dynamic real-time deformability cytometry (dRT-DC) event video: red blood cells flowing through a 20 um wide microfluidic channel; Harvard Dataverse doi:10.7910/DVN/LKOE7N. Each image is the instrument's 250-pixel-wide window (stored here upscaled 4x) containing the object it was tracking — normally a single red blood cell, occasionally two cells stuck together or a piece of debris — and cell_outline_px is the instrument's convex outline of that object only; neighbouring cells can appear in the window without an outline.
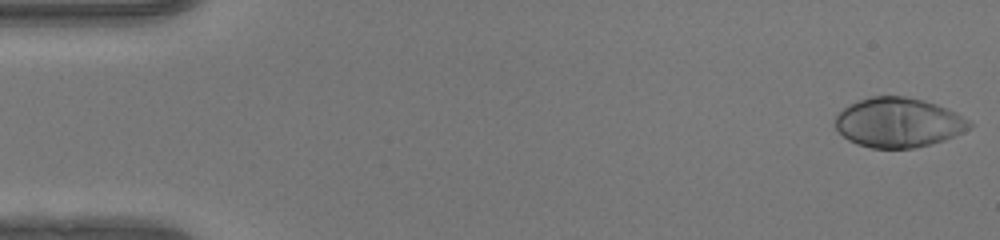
{"species": "human", "species_latin": "Homo sapiens", "temperature_condition": "warm", "stored_images_in_passage": 49, "camera_frame_rate_fps": 3000, "um_per_image_px": 0.085, "donor": {"sex": "female"}, "frame": {"image": 1, "passage_image": 1, "time_ms": 0.0, "image_size_px": [1000, 240], "cell_outline_px": [[972, 128], [944, 140], [912, 148], [872, 148], [856, 144], [848, 140], [836, 128], [836, 116], [848, 104], [872, 96], [904, 96], [924, 100], [936, 104], [956, 112], [968, 120], [972, 124]], "centroid_in_image_um": [76.37, 10.41], "position_along_channel_um": 8.6, "area_um2": 38.61}}
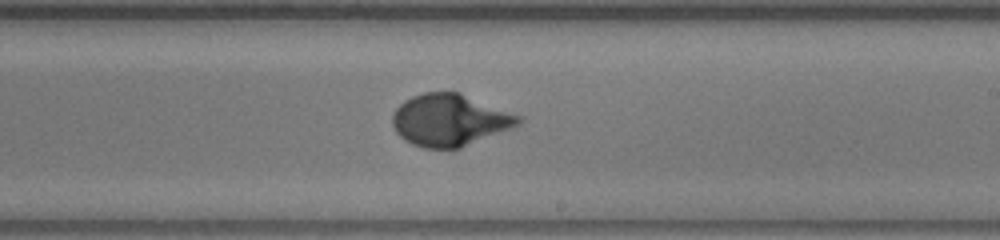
{"frame": {"image": 2, "passage_image": 29, "time_ms": 9.333, "image_size_px": [1000, 240], "cell_outline_px": [[524, 116], [520, 124], [460, 148], [424, 148], [412, 144], [404, 140], [396, 132], [392, 124], [392, 112], [404, 100], [412, 96], [424, 92], [460, 92]], "centroid_in_image_um": [38.23, 10.19], "position_along_channel_um": 250.8, "area_um2": 38.32}}
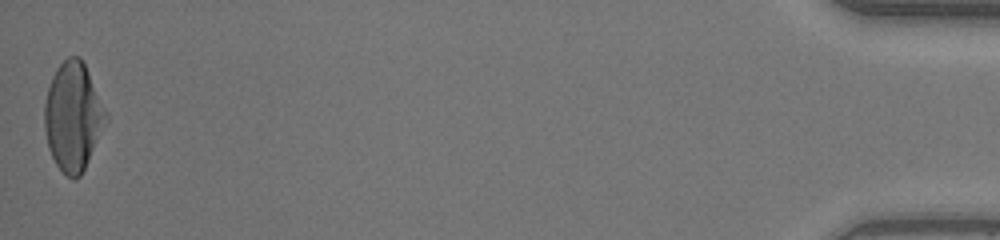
{"frame": {"image": 3, "passage_image": 49, "time_ms": 16.0, "image_size_px": [1000, 240], "cell_outline_px": [[108, 120], [80, 176], [72, 180], [56, 164], [48, 148], [44, 128], [44, 104], [48, 88], [52, 76], [56, 68], [68, 56], [80, 56], [108, 112]], "centroid_in_image_um": [6.21, 9.89], "position_along_channel_um": 429.0, "area_um2": 38.67}, "authors_computed_cell_mechanics": {"area_um2": 36.992, "velocity_mm_per_s": 4.1748, "shape_relaxation_time_tau1_ms": 4.0088, "shape_relaxation_time_tau2_ms": null, "deformation_change_tau1": 0.2458, "deformation_change_tau2": null}}